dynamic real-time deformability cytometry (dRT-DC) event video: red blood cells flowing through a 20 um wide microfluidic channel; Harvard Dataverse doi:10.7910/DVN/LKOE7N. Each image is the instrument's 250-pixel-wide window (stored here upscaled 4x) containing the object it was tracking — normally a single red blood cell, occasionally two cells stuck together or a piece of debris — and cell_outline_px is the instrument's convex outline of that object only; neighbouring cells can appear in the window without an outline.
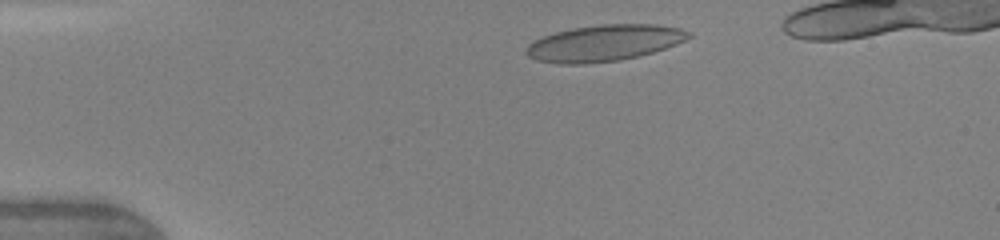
{"species": "human", "species_latin": "Homo sapiens", "temperature_condition": "warm", "stored_images_in_passage": 3, "camera_frame_rate_fps": 3000, "um_per_image_px": 0.085, "donor": {"sex": "female"}, "frame": {"image": 1, "passage_image": 2, "time_ms": 0.667, "image_size_px": [1000, 240], "cell_outline_px": [[692, 36], [676, 44], [652, 52], [620, 60], [584, 64], [560, 64], [536, 60], [528, 56], [524, 52], [528, 44], [532, 40], [556, 32], [572, 28], [600, 24], [656, 24], [680, 28], [692, 32]], "centroid_in_image_um": [51.33, 3.65], "position_along_channel_um": 33.7, "area_um2": 34.39}}